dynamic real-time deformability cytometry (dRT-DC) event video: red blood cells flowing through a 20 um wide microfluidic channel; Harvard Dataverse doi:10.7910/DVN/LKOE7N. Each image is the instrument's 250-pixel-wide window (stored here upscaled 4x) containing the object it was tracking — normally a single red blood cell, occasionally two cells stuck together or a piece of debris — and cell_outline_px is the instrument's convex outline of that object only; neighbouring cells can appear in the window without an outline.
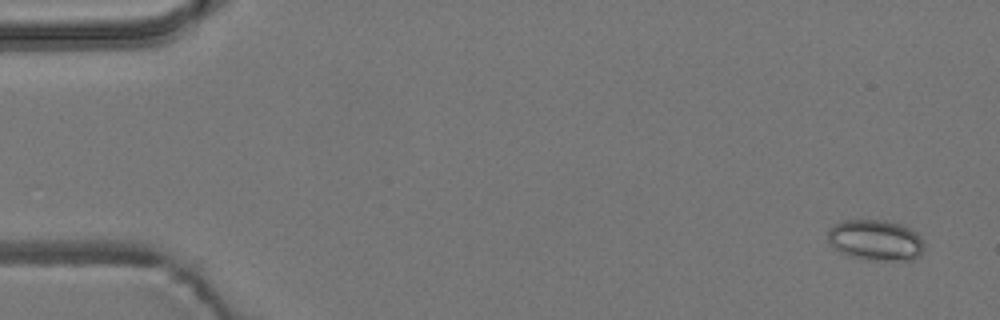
{"species": "common noctule bat (a hibernating species)", "species_latin": "Nyctalus noctula", "temperature_condition": "room temperature", "stored_images_in_passage": 5, "camera_frame_rate_fps": 3000, "um_per_image_px": 0.085, "animal": {"sex": "male", "body_mass_g": 19.2, "forearm_length_mm": 51.8}, "frame": {"image": 1, "passage_image": 1, "time_ms": 0.0, "image_size_px": [1000, 320], "cell_outline_px": [[924, 248], [920, 256], [912, 260], [872, 260], [852, 256], [836, 248], [828, 240], [828, 228], [844, 220], [884, 220], [900, 224], [916, 232], [920, 236], [924, 244]], "centroid_in_image_um": [74.47, 20.4], "position_along_channel_um": 10.5, "area_um2": 22.66}}